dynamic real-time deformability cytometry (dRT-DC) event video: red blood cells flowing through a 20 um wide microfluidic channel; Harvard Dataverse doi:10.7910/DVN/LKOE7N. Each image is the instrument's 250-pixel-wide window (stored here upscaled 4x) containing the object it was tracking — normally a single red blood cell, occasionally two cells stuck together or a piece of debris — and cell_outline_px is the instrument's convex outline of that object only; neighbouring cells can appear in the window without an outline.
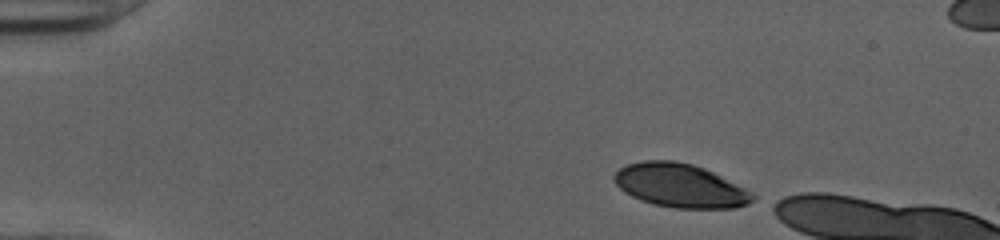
{"species": "human", "species_latin": "Homo sapiens", "temperature_condition": "cold", "stored_images_in_passage": 10, "camera_frame_rate_fps": 3000, "um_per_image_px": 0.085, "donor": {"sex": "female"}, "frame": {"image": 1, "passage_image": 1, "time_ms": 0.0, "image_size_px": [1000, 240], "cell_outline_px": [[756, 200], [748, 204], [736, 208], [676, 208], [652, 204], [640, 200], [624, 192], [612, 180], [612, 176], [620, 168], [628, 164], [644, 160], [672, 160], [692, 164], [704, 168], [744, 188], [756, 196]], "centroid_in_image_um": [57.79, 15.78], "position_along_channel_um": 27.2, "area_um2": 35.2}}